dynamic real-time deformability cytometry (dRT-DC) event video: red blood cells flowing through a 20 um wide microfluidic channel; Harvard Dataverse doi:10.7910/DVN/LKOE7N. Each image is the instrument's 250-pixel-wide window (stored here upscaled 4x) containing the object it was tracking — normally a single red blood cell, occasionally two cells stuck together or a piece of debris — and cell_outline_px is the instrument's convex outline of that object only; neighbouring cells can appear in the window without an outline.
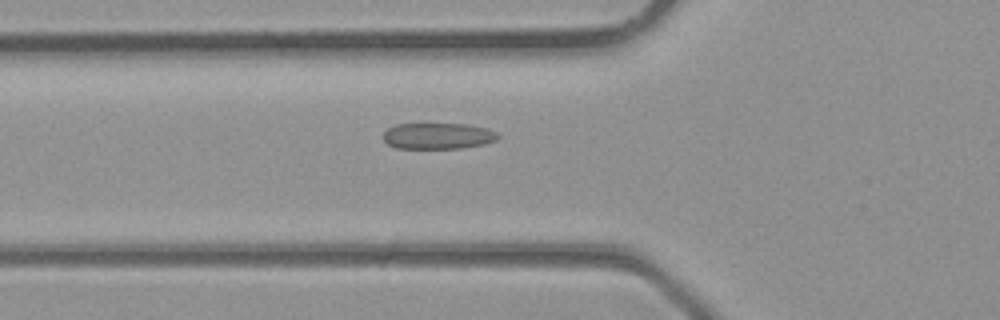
{"species": "common noctule bat (a hibernating species)", "species_latin": "Nyctalus noctula", "temperature_condition": "room temperature", "stored_images_in_passage": 33, "camera_frame_rate_fps": 3000, "um_per_image_px": 0.085, "animal": {"sex": "male", "body_mass_g": 23.1, "forearm_length_mm": 52.7}, "frame": {"image": 1, "passage_image": 9, "time_ms": 2.667, "image_size_px": [1000, 320], "cell_outline_px": [[500, 136], [496, 140], [484, 144], [460, 148], [396, 148], [388, 144], [380, 136], [388, 128], [396, 124], [464, 124], [484, 128], [496, 132]], "centroid_in_image_um": [37.18, 11.56], "position_along_channel_um": 88.6, "area_um2": 17.4}}
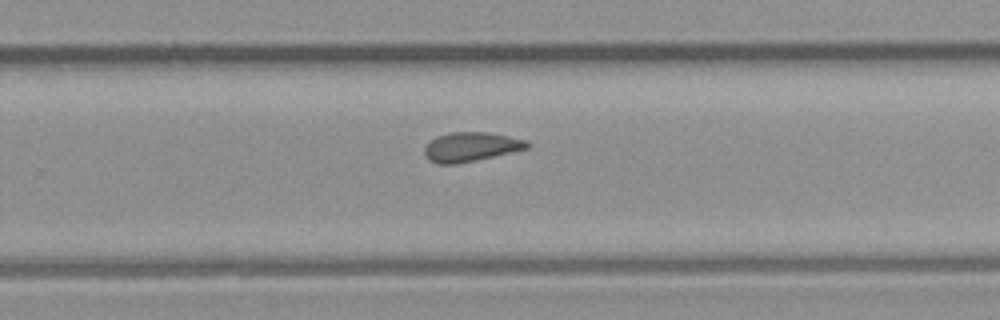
{"frame": {"image": 2, "passage_image": 20, "time_ms": 6.333, "image_size_px": [1000, 320], "cell_outline_px": [[532, 144], [528, 148], [512, 152], [476, 160], [456, 164], [440, 164], [432, 160], [424, 152], [424, 148], [432, 140], [440, 136], [452, 132], [488, 132], [528, 140]], "centroid_in_image_um": [40.11, 12.47], "position_along_channel_um": 289.7, "area_um2": 17.22}}
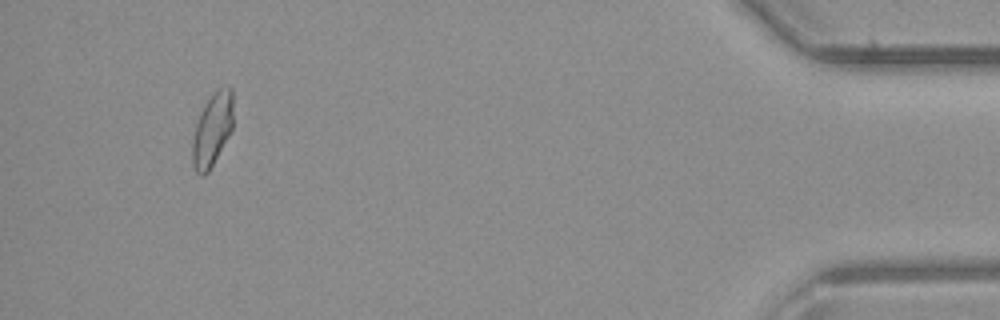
{"frame": {"image": 3, "passage_image": 31, "time_ms": 10.0, "image_size_px": [1000, 320], "cell_outline_px": [[232, 128], [228, 136], [208, 172], [204, 176], [200, 176], [196, 172], [192, 164], [192, 140], [196, 124], [200, 112], [204, 104], [216, 88], [232, 88]], "centroid_in_image_um": [18.01, 11.02], "position_along_channel_um": 417.2, "area_um2": 17.22}}